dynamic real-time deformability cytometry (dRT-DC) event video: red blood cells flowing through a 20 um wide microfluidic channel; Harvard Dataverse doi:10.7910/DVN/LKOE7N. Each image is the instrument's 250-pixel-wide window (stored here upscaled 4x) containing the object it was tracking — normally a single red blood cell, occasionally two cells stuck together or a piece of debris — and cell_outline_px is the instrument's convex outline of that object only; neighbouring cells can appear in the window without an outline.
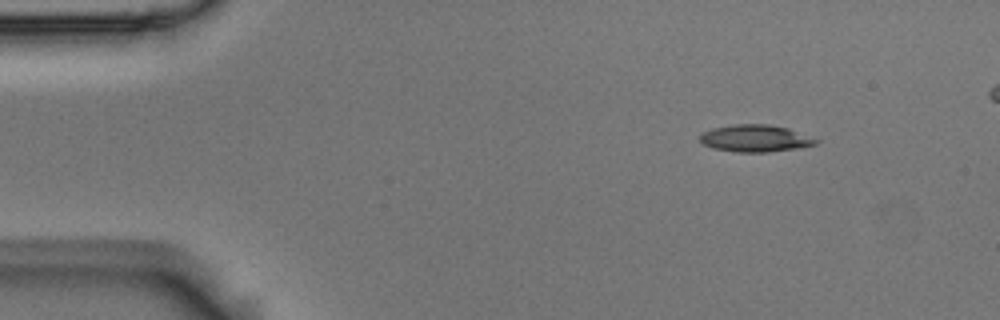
{"species": "Egyptian fruit bat (a non-hibernating species)", "species_latin": "Rousettus aegyptiacus", "temperature_condition": "room temperature", "stored_images_in_passage": 9, "camera_frame_rate_fps": 3000, "um_per_image_px": 0.085, "animal": {"sex": "male"}, "frame": {"image": 1, "passage_image": 1, "time_ms": 0.0, "image_size_px": [1000, 320], "cell_outline_px": [[820, 140], [816, 144], [800, 148], [768, 152], [736, 152], [712, 148], [700, 144], [700, 132], [712, 128], [732, 124], [768, 124], [788, 128]], "centroid_in_image_um": [64.16, 11.76], "position_along_channel_um": 20.8, "area_um2": 18.55}}
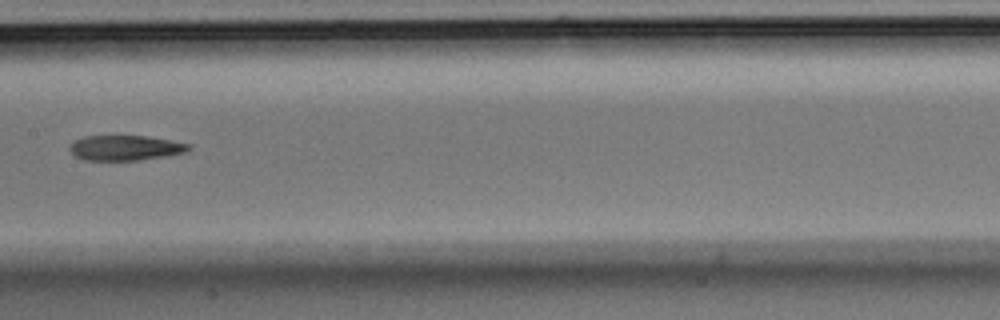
{"frame": {"image": 2, "passage_image": 6, "time_ms": 1.667, "image_size_px": [1000, 320], "cell_outline_px": [[192, 148], [184, 152], [168, 156], [140, 160], [84, 160], [76, 156], [68, 148], [76, 140], [84, 136], [148, 136], [192, 144]], "centroid_in_image_um": [10.7, 12.57], "position_along_channel_um": 196.7, "area_um2": 17.4}}
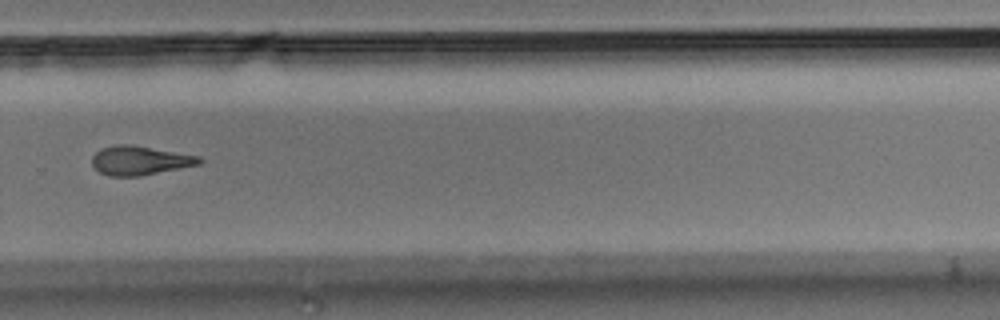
{"frame": {"image": 3, "passage_image": 9, "time_ms": 2.667, "image_size_px": [1000, 320], "cell_outline_px": [[204, 160], [200, 164], [140, 176], [108, 176], [100, 172], [92, 164], [92, 156], [100, 148], [116, 144], [128, 144], [200, 156]], "centroid_in_image_um": [11.87, 13.64], "position_along_channel_um": 317.9, "area_um2": 18.09}}